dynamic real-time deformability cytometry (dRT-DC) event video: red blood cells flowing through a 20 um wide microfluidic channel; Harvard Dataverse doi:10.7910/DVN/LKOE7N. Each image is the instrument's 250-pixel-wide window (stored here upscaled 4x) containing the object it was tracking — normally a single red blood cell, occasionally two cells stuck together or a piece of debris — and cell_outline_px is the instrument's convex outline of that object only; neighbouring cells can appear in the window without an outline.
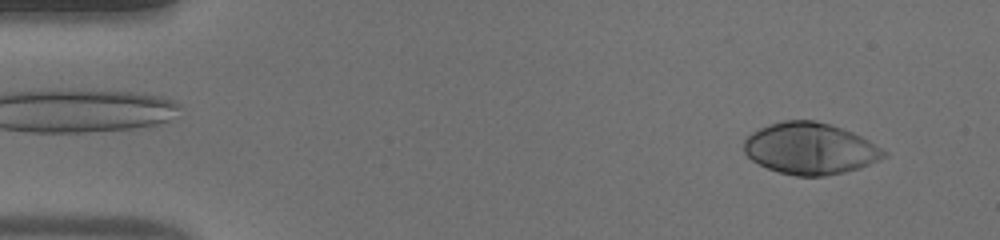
{"species": "human", "species_latin": "Homo sapiens", "temperature_condition": "warm", "stored_images_in_passage": 47, "camera_frame_rate_fps": 3000, "um_per_image_px": 0.085, "donor": {"sex": "male"}, "frame": {"image": 1, "passage_image": 3, "time_ms": 0.667, "image_size_px": [1000, 240], "cell_outline_px": [[888, 156], [860, 168], [844, 172], [824, 176], [796, 176], [780, 172], [768, 168], [752, 160], [744, 152], [744, 140], [752, 132], [760, 128], [784, 120], [816, 120], [852, 132], [868, 140], [888, 152]], "centroid_in_image_um": [68.87, 12.63], "position_along_channel_um": 16.1, "area_um2": 41.79}}
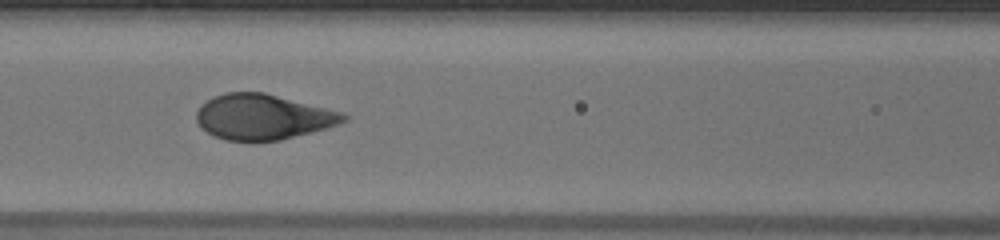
{"frame": {"image": 2, "passage_image": 20, "time_ms": 6.333, "image_size_px": [1000, 240], "cell_outline_px": [[348, 120], [340, 124], [280, 140], [224, 140], [212, 136], [196, 120], [196, 112], [200, 104], [212, 96], [224, 92], [264, 92], [340, 112], [348, 116]], "centroid_in_image_um": [22.3, 9.92], "position_along_channel_um": 144.3, "area_um2": 38.55}}
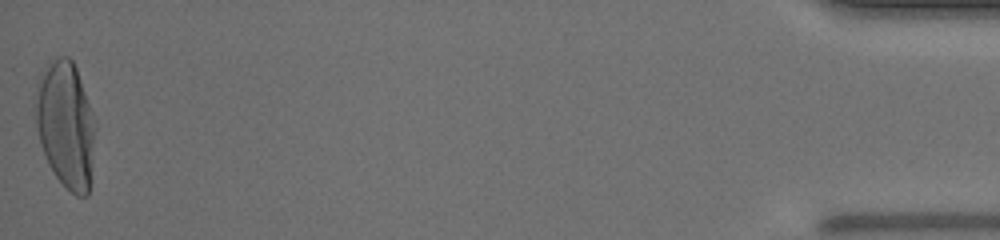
{"frame": {"image": 3, "passage_image": 47, "time_ms": 15.333, "image_size_px": [1000, 240], "cell_outline_px": [[96, 128], [88, 196], [76, 196], [56, 176], [48, 164], [40, 144], [36, 124], [36, 76], [52, 60], [60, 56], [68, 56], [72, 60], [76, 68], [92, 112]], "centroid_in_image_um": [5.57, 10.57], "position_along_channel_um": 429.6, "area_um2": 43.99}, "authors_computed_cell_mechanics": {"area_um2": 40.4022, "velocity_mm_per_s": 4.2232, "shape_relaxation_time_tau1_ms": 3.1285, "shape_relaxation_time_tau2_ms": null, "deformation_change_tau1": 0.2331, "deformation_change_tau2": null}}